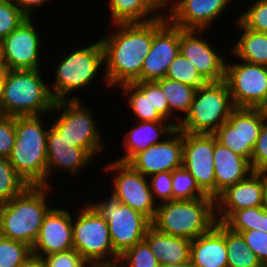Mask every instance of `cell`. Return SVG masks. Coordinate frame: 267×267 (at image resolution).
<instances>
[{
  "label": "cell",
  "instance_id": "cell-32",
  "mask_svg": "<svg viewBox=\"0 0 267 267\" xmlns=\"http://www.w3.org/2000/svg\"><path fill=\"white\" fill-rule=\"evenodd\" d=\"M28 186L10 164L9 159L0 156V204L21 194Z\"/></svg>",
  "mask_w": 267,
  "mask_h": 267
},
{
  "label": "cell",
  "instance_id": "cell-7",
  "mask_svg": "<svg viewBox=\"0 0 267 267\" xmlns=\"http://www.w3.org/2000/svg\"><path fill=\"white\" fill-rule=\"evenodd\" d=\"M74 50L65 55L55 68V82L53 87L49 86V90L53 88L50 93L55 102L80 100L75 95L71 98L69 93L90 87L101 70L99 68L104 67V50L100 39L90 46Z\"/></svg>",
  "mask_w": 267,
  "mask_h": 267
},
{
  "label": "cell",
  "instance_id": "cell-53",
  "mask_svg": "<svg viewBox=\"0 0 267 267\" xmlns=\"http://www.w3.org/2000/svg\"><path fill=\"white\" fill-rule=\"evenodd\" d=\"M262 207L267 211V180L265 182L264 186V195H263V201H262Z\"/></svg>",
  "mask_w": 267,
  "mask_h": 267
},
{
  "label": "cell",
  "instance_id": "cell-5",
  "mask_svg": "<svg viewBox=\"0 0 267 267\" xmlns=\"http://www.w3.org/2000/svg\"><path fill=\"white\" fill-rule=\"evenodd\" d=\"M152 226L159 232L193 240L207 233L217 222L215 199L170 200L157 204Z\"/></svg>",
  "mask_w": 267,
  "mask_h": 267
},
{
  "label": "cell",
  "instance_id": "cell-12",
  "mask_svg": "<svg viewBox=\"0 0 267 267\" xmlns=\"http://www.w3.org/2000/svg\"><path fill=\"white\" fill-rule=\"evenodd\" d=\"M240 61L226 62L225 81L232 102L235 108H256L267 97V66Z\"/></svg>",
  "mask_w": 267,
  "mask_h": 267
},
{
  "label": "cell",
  "instance_id": "cell-44",
  "mask_svg": "<svg viewBox=\"0 0 267 267\" xmlns=\"http://www.w3.org/2000/svg\"><path fill=\"white\" fill-rule=\"evenodd\" d=\"M47 267H88L75 249L53 253L43 258Z\"/></svg>",
  "mask_w": 267,
  "mask_h": 267
},
{
  "label": "cell",
  "instance_id": "cell-30",
  "mask_svg": "<svg viewBox=\"0 0 267 267\" xmlns=\"http://www.w3.org/2000/svg\"><path fill=\"white\" fill-rule=\"evenodd\" d=\"M155 82L161 87L162 91L167 97L169 104V119L173 116H176L173 118V120H177L175 122V127L177 128L179 122L182 120V117L185 118V116L188 114L197 89L167 77L159 79ZM173 111L182 112L181 115L184 116H179L176 114L173 115Z\"/></svg>",
  "mask_w": 267,
  "mask_h": 267
},
{
  "label": "cell",
  "instance_id": "cell-48",
  "mask_svg": "<svg viewBox=\"0 0 267 267\" xmlns=\"http://www.w3.org/2000/svg\"><path fill=\"white\" fill-rule=\"evenodd\" d=\"M88 267H126V265L120 259H116L112 261L94 262L88 264Z\"/></svg>",
  "mask_w": 267,
  "mask_h": 267
},
{
  "label": "cell",
  "instance_id": "cell-14",
  "mask_svg": "<svg viewBox=\"0 0 267 267\" xmlns=\"http://www.w3.org/2000/svg\"><path fill=\"white\" fill-rule=\"evenodd\" d=\"M32 18H26L0 42L2 65L7 70L41 68V38Z\"/></svg>",
  "mask_w": 267,
  "mask_h": 267
},
{
  "label": "cell",
  "instance_id": "cell-18",
  "mask_svg": "<svg viewBox=\"0 0 267 267\" xmlns=\"http://www.w3.org/2000/svg\"><path fill=\"white\" fill-rule=\"evenodd\" d=\"M266 180V172L254 171L246 179L227 187L215 198L216 221L224 223L237 210L262 206Z\"/></svg>",
  "mask_w": 267,
  "mask_h": 267
},
{
  "label": "cell",
  "instance_id": "cell-35",
  "mask_svg": "<svg viewBox=\"0 0 267 267\" xmlns=\"http://www.w3.org/2000/svg\"><path fill=\"white\" fill-rule=\"evenodd\" d=\"M165 77L190 85L196 89L207 83L195 66L180 52L170 64Z\"/></svg>",
  "mask_w": 267,
  "mask_h": 267
},
{
  "label": "cell",
  "instance_id": "cell-23",
  "mask_svg": "<svg viewBox=\"0 0 267 267\" xmlns=\"http://www.w3.org/2000/svg\"><path fill=\"white\" fill-rule=\"evenodd\" d=\"M190 260L196 267H228L223 223L216 222L207 233L191 240Z\"/></svg>",
  "mask_w": 267,
  "mask_h": 267
},
{
  "label": "cell",
  "instance_id": "cell-1",
  "mask_svg": "<svg viewBox=\"0 0 267 267\" xmlns=\"http://www.w3.org/2000/svg\"><path fill=\"white\" fill-rule=\"evenodd\" d=\"M166 21L164 15L148 22L114 24L118 28L116 32L100 39L104 50L103 81L108 87L141 81L144 58L151 49L153 34Z\"/></svg>",
  "mask_w": 267,
  "mask_h": 267
},
{
  "label": "cell",
  "instance_id": "cell-43",
  "mask_svg": "<svg viewBox=\"0 0 267 267\" xmlns=\"http://www.w3.org/2000/svg\"><path fill=\"white\" fill-rule=\"evenodd\" d=\"M250 165L253 171L267 173V122L265 121L253 149Z\"/></svg>",
  "mask_w": 267,
  "mask_h": 267
},
{
  "label": "cell",
  "instance_id": "cell-25",
  "mask_svg": "<svg viewBox=\"0 0 267 267\" xmlns=\"http://www.w3.org/2000/svg\"><path fill=\"white\" fill-rule=\"evenodd\" d=\"M175 129V122L138 121V125L124 135L123 147L125 149L123 151H125V155L115 161L128 163L136 154L145 151L151 145L162 142Z\"/></svg>",
  "mask_w": 267,
  "mask_h": 267
},
{
  "label": "cell",
  "instance_id": "cell-36",
  "mask_svg": "<svg viewBox=\"0 0 267 267\" xmlns=\"http://www.w3.org/2000/svg\"><path fill=\"white\" fill-rule=\"evenodd\" d=\"M119 259L126 267H160L158 260L145 240L126 250L120 255Z\"/></svg>",
  "mask_w": 267,
  "mask_h": 267
},
{
  "label": "cell",
  "instance_id": "cell-38",
  "mask_svg": "<svg viewBox=\"0 0 267 267\" xmlns=\"http://www.w3.org/2000/svg\"><path fill=\"white\" fill-rule=\"evenodd\" d=\"M247 9L238 20L250 30L267 33V0H257Z\"/></svg>",
  "mask_w": 267,
  "mask_h": 267
},
{
  "label": "cell",
  "instance_id": "cell-41",
  "mask_svg": "<svg viewBox=\"0 0 267 267\" xmlns=\"http://www.w3.org/2000/svg\"><path fill=\"white\" fill-rule=\"evenodd\" d=\"M15 143V117L0 114V156L9 157Z\"/></svg>",
  "mask_w": 267,
  "mask_h": 267
},
{
  "label": "cell",
  "instance_id": "cell-8",
  "mask_svg": "<svg viewBox=\"0 0 267 267\" xmlns=\"http://www.w3.org/2000/svg\"><path fill=\"white\" fill-rule=\"evenodd\" d=\"M61 111V112H60ZM58 113L51 126L73 146L84 148L93 158L105 147L92 110L81 100H61L54 103L51 113ZM55 112V113H54ZM102 142V143H101Z\"/></svg>",
  "mask_w": 267,
  "mask_h": 267
},
{
  "label": "cell",
  "instance_id": "cell-28",
  "mask_svg": "<svg viewBox=\"0 0 267 267\" xmlns=\"http://www.w3.org/2000/svg\"><path fill=\"white\" fill-rule=\"evenodd\" d=\"M236 26L242 33L235 45L231 48V54L236 59L252 64L267 66V33L256 32L245 27L238 19Z\"/></svg>",
  "mask_w": 267,
  "mask_h": 267
},
{
  "label": "cell",
  "instance_id": "cell-21",
  "mask_svg": "<svg viewBox=\"0 0 267 267\" xmlns=\"http://www.w3.org/2000/svg\"><path fill=\"white\" fill-rule=\"evenodd\" d=\"M180 51V27L168 20L153 34L152 46L144 58L141 81H157L166 72Z\"/></svg>",
  "mask_w": 267,
  "mask_h": 267
},
{
  "label": "cell",
  "instance_id": "cell-55",
  "mask_svg": "<svg viewBox=\"0 0 267 267\" xmlns=\"http://www.w3.org/2000/svg\"><path fill=\"white\" fill-rule=\"evenodd\" d=\"M0 68H5V67L2 65L1 54H0Z\"/></svg>",
  "mask_w": 267,
  "mask_h": 267
},
{
  "label": "cell",
  "instance_id": "cell-16",
  "mask_svg": "<svg viewBox=\"0 0 267 267\" xmlns=\"http://www.w3.org/2000/svg\"><path fill=\"white\" fill-rule=\"evenodd\" d=\"M205 30L180 28V53L197 69L206 82L225 80L226 61L211 44L201 37Z\"/></svg>",
  "mask_w": 267,
  "mask_h": 267
},
{
  "label": "cell",
  "instance_id": "cell-33",
  "mask_svg": "<svg viewBox=\"0 0 267 267\" xmlns=\"http://www.w3.org/2000/svg\"><path fill=\"white\" fill-rule=\"evenodd\" d=\"M173 200H192L207 196L198 186L196 180L184 167L172 171Z\"/></svg>",
  "mask_w": 267,
  "mask_h": 267
},
{
  "label": "cell",
  "instance_id": "cell-20",
  "mask_svg": "<svg viewBox=\"0 0 267 267\" xmlns=\"http://www.w3.org/2000/svg\"><path fill=\"white\" fill-rule=\"evenodd\" d=\"M171 1L173 0H166L165 4V9H169V14L168 10H165L167 20L184 30H207L232 2V0H175L173 3Z\"/></svg>",
  "mask_w": 267,
  "mask_h": 267
},
{
  "label": "cell",
  "instance_id": "cell-19",
  "mask_svg": "<svg viewBox=\"0 0 267 267\" xmlns=\"http://www.w3.org/2000/svg\"><path fill=\"white\" fill-rule=\"evenodd\" d=\"M73 215L63 208H52L44 217L39 235L31 247L32 256L44 258L73 247Z\"/></svg>",
  "mask_w": 267,
  "mask_h": 267
},
{
  "label": "cell",
  "instance_id": "cell-42",
  "mask_svg": "<svg viewBox=\"0 0 267 267\" xmlns=\"http://www.w3.org/2000/svg\"><path fill=\"white\" fill-rule=\"evenodd\" d=\"M247 246L256 254L263 266H267V232L248 230L240 232Z\"/></svg>",
  "mask_w": 267,
  "mask_h": 267
},
{
  "label": "cell",
  "instance_id": "cell-40",
  "mask_svg": "<svg viewBox=\"0 0 267 267\" xmlns=\"http://www.w3.org/2000/svg\"><path fill=\"white\" fill-rule=\"evenodd\" d=\"M148 179L155 201H159L158 198L160 199L161 203L173 200L171 171H164L158 174H154L148 177Z\"/></svg>",
  "mask_w": 267,
  "mask_h": 267
},
{
  "label": "cell",
  "instance_id": "cell-39",
  "mask_svg": "<svg viewBox=\"0 0 267 267\" xmlns=\"http://www.w3.org/2000/svg\"><path fill=\"white\" fill-rule=\"evenodd\" d=\"M258 207L245 208L235 211L223 224L231 231L257 230Z\"/></svg>",
  "mask_w": 267,
  "mask_h": 267
},
{
  "label": "cell",
  "instance_id": "cell-9",
  "mask_svg": "<svg viewBox=\"0 0 267 267\" xmlns=\"http://www.w3.org/2000/svg\"><path fill=\"white\" fill-rule=\"evenodd\" d=\"M111 192L106 200L89 204L108 223L114 251L120 256L144 240L152 224L146 216L122 204L113 190Z\"/></svg>",
  "mask_w": 267,
  "mask_h": 267
},
{
  "label": "cell",
  "instance_id": "cell-4",
  "mask_svg": "<svg viewBox=\"0 0 267 267\" xmlns=\"http://www.w3.org/2000/svg\"><path fill=\"white\" fill-rule=\"evenodd\" d=\"M40 71L7 70L0 114L14 117L51 114L55 101Z\"/></svg>",
  "mask_w": 267,
  "mask_h": 267
},
{
  "label": "cell",
  "instance_id": "cell-27",
  "mask_svg": "<svg viewBox=\"0 0 267 267\" xmlns=\"http://www.w3.org/2000/svg\"><path fill=\"white\" fill-rule=\"evenodd\" d=\"M144 240L160 265L178 264L190 259L191 240L159 232L152 225Z\"/></svg>",
  "mask_w": 267,
  "mask_h": 267
},
{
  "label": "cell",
  "instance_id": "cell-2",
  "mask_svg": "<svg viewBox=\"0 0 267 267\" xmlns=\"http://www.w3.org/2000/svg\"><path fill=\"white\" fill-rule=\"evenodd\" d=\"M39 116L15 117V143L8 157L15 171L29 186H50L47 180V134Z\"/></svg>",
  "mask_w": 267,
  "mask_h": 267
},
{
  "label": "cell",
  "instance_id": "cell-46",
  "mask_svg": "<svg viewBox=\"0 0 267 267\" xmlns=\"http://www.w3.org/2000/svg\"><path fill=\"white\" fill-rule=\"evenodd\" d=\"M52 0H13L18 8L28 17L32 18L33 10L36 8L43 7V5Z\"/></svg>",
  "mask_w": 267,
  "mask_h": 267
},
{
  "label": "cell",
  "instance_id": "cell-45",
  "mask_svg": "<svg viewBox=\"0 0 267 267\" xmlns=\"http://www.w3.org/2000/svg\"><path fill=\"white\" fill-rule=\"evenodd\" d=\"M149 100L152 107L159 113V115L167 120L169 119V104L167 97L162 91L161 87L155 81H149Z\"/></svg>",
  "mask_w": 267,
  "mask_h": 267
},
{
  "label": "cell",
  "instance_id": "cell-13",
  "mask_svg": "<svg viewBox=\"0 0 267 267\" xmlns=\"http://www.w3.org/2000/svg\"><path fill=\"white\" fill-rule=\"evenodd\" d=\"M263 122L256 108H235L214 135L219 143L250 162Z\"/></svg>",
  "mask_w": 267,
  "mask_h": 267
},
{
  "label": "cell",
  "instance_id": "cell-6",
  "mask_svg": "<svg viewBox=\"0 0 267 267\" xmlns=\"http://www.w3.org/2000/svg\"><path fill=\"white\" fill-rule=\"evenodd\" d=\"M234 109L226 81L207 82L196 90L191 108L177 128L192 134H214Z\"/></svg>",
  "mask_w": 267,
  "mask_h": 267
},
{
  "label": "cell",
  "instance_id": "cell-47",
  "mask_svg": "<svg viewBox=\"0 0 267 267\" xmlns=\"http://www.w3.org/2000/svg\"><path fill=\"white\" fill-rule=\"evenodd\" d=\"M257 230L267 232V211L262 206L258 207Z\"/></svg>",
  "mask_w": 267,
  "mask_h": 267
},
{
  "label": "cell",
  "instance_id": "cell-50",
  "mask_svg": "<svg viewBox=\"0 0 267 267\" xmlns=\"http://www.w3.org/2000/svg\"><path fill=\"white\" fill-rule=\"evenodd\" d=\"M259 111L261 118L267 122V97L256 107Z\"/></svg>",
  "mask_w": 267,
  "mask_h": 267
},
{
  "label": "cell",
  "instance_id": "cell-26",
  "mask_svg": "<svg viewBox=\"0 0 267 267\" xmlns=\"http://www.w3.org/2000/svg\"><path fill=\"white\" fill-rule=\"evenodd\" d=\"M107 3L113 25L160 18L163 16L160 11L166 7V0H109Z\"/></svg>",
  "mask_w": 267,
  "mask_h": 267
},
{
  "label": "cell",
  "instance_id": "cell-10",
  "mask_svg": "<svg viewBox=\"0 0 267 267\" xmlns=\"http://www.w3.org/2000/svg\"><path fill=\"white\" fill-rule=\"evenodd\" d=\"M83 205L73 219L74 249L87 264L119 259L113 248L108 223L89 203Z\"/></svg>",
  "mask_w": 267,
  "mask_h": 267
},
{
  "label": "cell",
  "instance_id": "cell-31",
  "mask_svg": "<svg viewBox=\"0 0 267 267\" xmlns=\"http://www.w3.org/2000/svg\"><path fill=\"white\" fill-rule=\"evenodd\" d=\"M228 267H264L240 233L225 226Z\"/></svg>",
  "mask_w": 267,
  "mask_h": 267
},
{
  "label": "cell",
  "instance_id": "cell-15",
  "mask_svg": "<svg viewBox=\"0 0 267 267\" xmlns=\"http://www.w3.org/2000/svg\"><path fill=\"white\" fill-rule=\"evenodd\" d=\"M213 152L214 134L183 132V166L196 180L200 189L215 199Z\"/></svg>",
  "mask_w": 267,
  "mask_h": 267
},
{
  "label": "cell",
  "instance_id": "cell-54",
  "mask_svg": "<svg viewBox=\"0 0 267 267\" xmlns=\"http://www.w3.org/2000/svg\"><path fill=\"white\" fill-rule=\"evenodd\" d=\"M4 238V235H3V231H2V227H1V224H0V241Z\"/></svg>",
  "mask_w": 267,
  "mask_h": 267
},
{
  "label": "cell",
  "instance_id": "cell-11",
  "mask_svg": "<svg viewBox=\"0 0 267 267\" xmlns=\"http://www.w3.org/2000/svg\"><path fill=\"white\" fill-rule=\"evenodd\" d=\"M103 169L113 172L112 189L122 204L154 220L157 206L150 188L149 179L134 170L128 163L113 161Z\"/></svg>",
  "mask_w": 267,
  "mask_h": 267
},
{
  "label": "cell",
  "instance_id": "cell-34",
  "mask_svg": "<svg viewBox=\"0 0 267 267\" xmlns=\"http://www.w3.org/2000/svg\"><path fill=\"white\" fill-rule=\"evenodd\" d=\"M31 257L27 243L7 238L0 241V267H22Z\"/></svg>",
  "mask_w": 267,
  "mask_h": 267
},
{
  "label": "cell",
  "instance_id": "cell-17",
  "mask_svg": "<svg viewBox=\"0 0 267 267\" xmlns=\"http://www.w3.org/2000/svg\"><path fill=\"white\" fill-rule=\"evenodd\" d=\"M128 164L147 178L183 166V132L176 128L162 142L136 154Z\"/></svg>",
  "mask_w": 267,
  "mask_h": 267
},
{
  "label": "cell",
  "instance_id": "cell-24",
  "mask_svg": "<svg viewBox=\"0 0 267 267\" xmlns=\"http://www.w3.org/2000/svg\"><path fill=\"white\" fill-rule=\"evenodd\" d=\"M213 162L215 171V198L227 187L246 179L252 172L250 162L223 146L214 135Z\"/></svg>",
  "mask_w": 267,
  "mask_h": 267
},
{
  "label": "cell",
  "instance_id": "cell-51",
  "mask_svg": "<svg viewBox=\"0 0 267 267\" xmlns=\"http://www.w3.org/2000/svg\"><path fill=\"white\" fill-rule=\"evenodd\" d=\"M160 267H196L192 261L189 259L188 261L178 263V264H165L160 265Z\"/></svg>",
  "mask_w": 267,
  "mask_h": 267
},
{
  "label": "cell",
  "instance_id": "cell-3",
  "mask_svg": "<svg viewBox=\"0 0 267 267\" xmlns=\"http://www.w3.org/2000/svg\"><path fill=\"white\" fill-rule=\"evenodd\" d=\"M50 191V186H28L21 194L0 204L4 238L22 241L32 247L44 217L53 208L47 204Z\"/></svg>",
  "mask_w": 267,
  "mask_h": 267
},
{
  "label": "cell",
  "instance_id": "cell-29",
  "mask_svg": "<svg viewBox=\"0 0 267 267\" xmlns=\"http://www.w3.org/2000/svg\"><path fill=\"white\" fill-rule=\"evenodd\" d=\"M127 105L138 121H167L152 107L149 100V81H134L120 85Z\"/></svg>",
  "mask_w": 267,
  "mask_h": 267
},
{
  "label": "cell",
  "instance_id": "cell-49",
  "mask_svg": "<svg viewBox=\"0 0 267 267\" xmlns=\"http://www.w3.org/2000/svg\"><path fill=\"white\" fill-rule=\"evenodd\" d=\"M22 267H47L42 258L32 256Z\"/></svg>",
  "mask_w": 267,
  "mask_h": 267
},
{
  "label": "cell",
  "instance_id": "cell-37",
  "mask_svg": "<svg viewBox=\"0 0 267 267\" xmlns=\"http://www.w3.org/2000/svg\"><path fill=\"white\" fill-rule=\"evenodd\" d=\"M26 18L13 0H0V42Z\"/></svg>",
  "mask_w": 267,
  "mask_h": 267
},
{
  "label": "cell",
  "instance_id": "cell-52",
  "mask_svg": "<svg viewBox=\"0 0 267 267\" xmlns=\"http://www.w3.org/2000/svg\"><path fill=\"white\" fill-rule=\"evenodd\" d=\"M6 72H7L6 68H0V102H1V99H2L3 84H4Z\"/></svg>",
  "mask_w": 267,
  "mask_h": 267
},
{
  "label": "cell",
  "instance_id": "cell-22",
  "mask_svg": "<svg viewBox=\"0 0 267 267\" xmlns=\"http://www.w3.org/2000/svg\"><path fill=\"white\" fill-rule=\"evenodd\" d=\"M47 150V179L56 170H65L72 175L79 173L89 166L93 157L82 147L73 146L52 126L49 127L46 142ZM61 168V169H60ZM52 174V175H51Z\"/></svg>",
  "mask_w": 267,
  "mask_h": 267
}]
</instances>
